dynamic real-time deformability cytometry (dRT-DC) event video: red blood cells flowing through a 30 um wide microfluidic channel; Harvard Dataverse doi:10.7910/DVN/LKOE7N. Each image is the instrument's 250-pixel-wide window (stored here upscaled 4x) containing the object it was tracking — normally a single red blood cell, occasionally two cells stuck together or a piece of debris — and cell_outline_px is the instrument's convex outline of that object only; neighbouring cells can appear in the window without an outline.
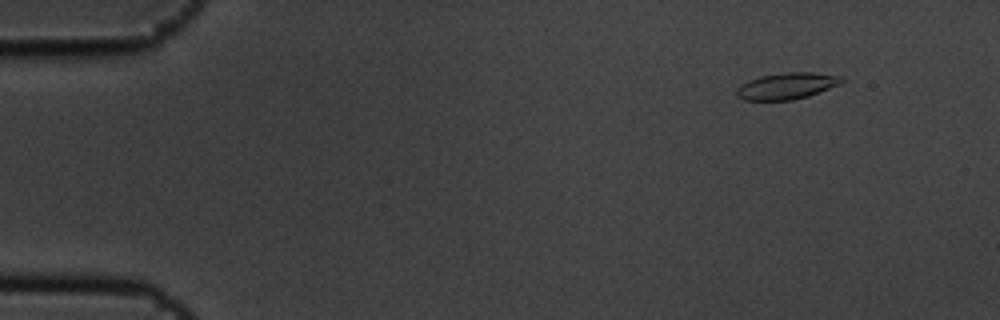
{"species": "common noctule bat (a hibernating species)", "species_latin": "Nyctalus noctula", "temperature_condition": "cold", "stored_images_in_passage": 5, "camera_frame_rate_fps": 3000, "um_per_image_px": 0.085, "animal": {"sex": "male", "body_mass_g": 19.5, "forearm_length_mm": 54.6}, "frame": {"image": 1, "passage_image": 2, "time_ms": 0.333, "image_size_px": [1000, 320], "cell_outline_px": [[844, 80], [840, 84], [808, 96], [792, 100], [744, 100], [736, 96], [736, 88], [748, 80], [760, 76], [788, 72], [812, 72], [840, 76]], "centroid_in_image_um": [66.85, 7.31], "position_along_channel_um": 18.2, "area_um2": 16.13}}
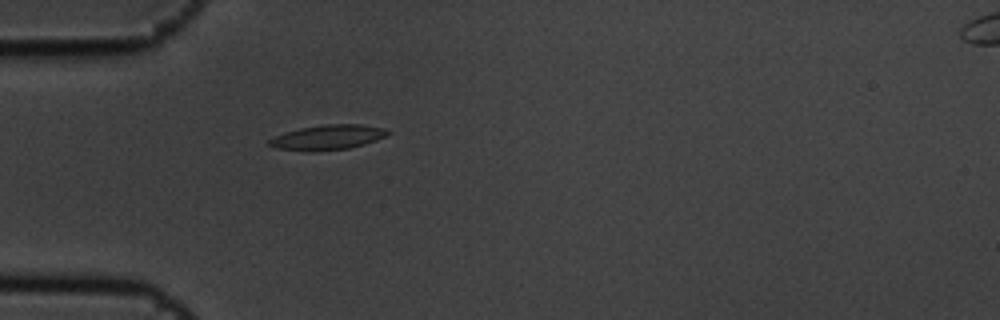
{"frame": {"image": 2, "passage_image": 5, "time_ms": 1.333, "image_size_px": [1000, 320], "cell_outline_px": [[392, 132], [376, 140], [364, 144], [348, 148], [312, 152], [308, 152], [276, 148], [268, 144], [268, 140], [284, 132], [300, 128], [324, 124], [360, 124], [384, 128]], "centroid_in_image_um": [27.84, 11.67], "position_along_channel_um": 57.2, "area_um2": 17.22}}